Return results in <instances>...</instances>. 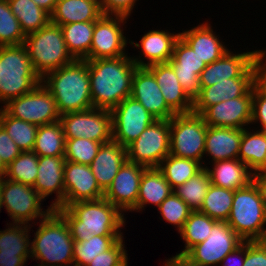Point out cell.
Here are the masks:
<instances>
[{
  "mask_svg": "<svg viewBox=\"0 0 266 266\" xmlns=\"http://www.w3.org/2000/svg\"><path fill=\"white\" fill-rule=\"evenodd\" d=\"M226 222L243 241L266 240V207L253 181L234 191Z\"/></svg>",
  "mask_w": 266,
  "mask_h": 266,
  "instance_id": "obj_6",
  "label": "cell"
},
{
  "mask_svg": "<svg viewBox=\"0 0 266 266\" xmlns=\"http://www.w3.org/2000/svg\"><path fill=\"white\" fill-rule=\"evenodd\" d=\"M38 159L33 151L21 152L7 166L4 178L33 187L38 175Z\"/></svg>",
  "mask_w": 266,
  "mask_h": 266,
  "instance_id": "obj_43",
  "label": "cell"
},
{
  "mask_svg": "<svg viewBox=\"0 0 266 266\" xmlns=\"http://www.w3.org/2000/svg\"><path fill=\"white\" fill-rule=\"evenodd\" d=\"M25 35L40 30L51 21V15L33 0H7Z\"/></svg>",
  "mask_w": 266,
  "mask_h": 266,
  "instance_id": "obj_34",
  "label": "cell"
},
{
  "mask_svg": "<svg viewBox=\"0 0 266 266\" xmlns=\"http://www.w3.org/2000/svg\"><path fill=\"white\" fill-rule=\"evenodd\" d=\"M255 86L266 96V50L257 61Z\"/></svg>",
  "mask_w": 266,
  "mask_h": 266,
  "instance_id": "obj_52",
  "label": "cell"
},
{
  "mask_svg": "<svg viewBox=\"0 0 266 266\" xmlns=\"http://www.w3.org/2000/svg\"><path fill=\"white\" fill-rule=\"evenodd\" d=\"M179 37L180 33H170L167 30L159 29L146 32L139 43H134L133 40L129 39V43L132 46L134 45L133 48H141L139 57L131 56V59L137 67H147L156 63H168L173 56L174 45Z\"/></svg>",
  "mask_w": 266,
  "mask_h": 266,
  "instance_id": "obj_22",
  "label": "cell"
},
{
  "mask_svg": "<svg viewBox=\"0 0 266 266\" xmlns=\"http://www.w3.org/2000/svg\"><path fill=\"white\" fill-rule=\"evenodd\" d=\"M10 116L35 125H47L60 120L56 101L40 83L33 91L10 100L2 107Z\"/></svg>",
  "mask_w": 266,
  "mask_h": 266,
  "instance_id": "obj_13",
  "label": "cell"
},
{
  "mask_svg": "<svg viewBox=\"0 0 266 266\" xmlns=\"http://www.w3.org/2000/svg\"><path fill=\"white\" fill-rule=\"evenodd\" d=\"M243 242L227 222L217 221L208 238L182 257L192 266H220L222 259Z\"/></svg>",
  "mask_w": 266,
  "mask_h": 266,
  "instance_id": "obj_12",
  "label": "cell"
},
{
  "mask_svg": "<svg viewBox=\"0 0 266 266\" xmlns=\"http://www.w3.org/2000/svg\"><path fill=\"white\" fill-rule=\"evenodd\" d=\"M211 185L209 173L205 168L190 178L183 185L178 186L173 191L180 197L193 211L200 210L208 188Z\"/></svg>",
  "mask_w": 266,
  "mask_h": 266,
  "instance_id": "obj_42",
  "label": "cell"
},
{
  "mask_svg": "<svg viewBox=\"0 0 266 266\" xmlns=\"http://www.w3.org/2000/svg\"><path fill=\"white\" fill-rule=\"evenodd\" d=\"M22 151L0 125V157L8 166Z\"/></svg>",
  "mask_w": 266,
  "mask_h": 266,
  "instance_id": "obj_51",
  "label": "cell"
},
{
  "mask_svg": "<svg viewBox=\"0 0 266 266\" xmlns=\"http://www.w3.org/2000/svg\"><path fill=\"white\" fill-rule=\"evenodd\" d=\"M213 168L206 166L211 184L230 190L247 186L252 181L253 172L239 159L219 160L212 163Z\"/></svg>",
  "mask_w": 266,
  "mask_h": 266,
  "instance_id": "obj_29",
  "label": "cell"
},
{
  "mask_svg": "<svg viewBox=\"0 0 266 266\" xmlns=\"http://www.w3.org/2000/svg\"><path fill=\"white\" fill-rule=\"evenodd\" d=\"M90 1L97 3L101 7L102 0H90Z\"/></svg>",
  "mask_w": 266,
  "mask_h": 266,
  "instance_id": "obj_60",
  "label": "cell"
},
{
  "mask_svg": "<svg viewBox=\"0 0 266 266\" xmlns=\"http://www.w3.org/2000/svg\"><path fill=\"white\" fill-rule=\"evenodd\" d=\"M2 185H3V177H0V212H1V208H3V206H2V199H1Z\"/></svg>",
  "mask_w": 266,
  "mask_h": 266,
  "instance_id": "obj_59",
  "label": "cell"
},
{
  "mask_svg": "<svg viewBox=\"0 0 266 266\" xmlns=\"http://www.w3.org/2000/svg\"><path fill=\"white\" fill-rule=\"evenodd\" d=\"M122 266H128V260Z\"/></svg>",
  "mask_w": 266,
  "mask_h": 266,
  "instance_id": "obj_61",
  "label": "cell"
},
{
  "mask_svg": "<svg viewBox=\"0 0 266 266\" xmlns=\"http://www.w3.org/2000/svg\"><path fill=\"white\" fill-rule=\"evenodd\" d=\"M206 131L207 124L201 115L175 114L170 119V154L204 163L205 168Z\"/></svg>",
  "mask_w": 266,
  "mask_h": 266,
  "instance_id": "obj_8",
  "label": "cell"
},
{
  "mask_svg": "<svg viewBox=\"0 0 266 266\" xmlns=\"http://www.w3.org/2000/svg\"><path fill=\"white\" fill-rule=\"evenodd\" d=\"M7 170V165L2 161L0 157V177H4Z\"/></svg>",
  "mask_w": 266,
  "mask_h": 266,
  "instance_id": "obj_58",
  "label": "cell"
},
{
  "mask_svg": "<svg viewBox=\"0 0 266 266\" xmlns=\"http://www.w3.org/2000/svg\"><path fill=\"white\" fill-rule=\"evenodd\" d=\"M163 266H192L183 257L172 256L168 258Z\"/></svg>",
  "mask_w": 266,
  "mask_h": 266,
  "instance_id": "obj_57",
  "label": "cell"
},
{
  "mask_svg": "<svg viewBox=\"0 0 266 266\" xmlns=\"http://www.w3.org/2000/svg\"><path fill=\"white\" fill-rule=\"evenodd\" d=\"M94 108L112 110L131 96L137 65L127 55L87 60Z\"/></svg>",
  "mask_w": 266,
  "mask_h": 266,
  "instance_id": "obj_1",
  "label": "cell"
},
{
  "mask_svg": "<svg viewBox=\"0 0 266 266\" xmlns=\"http://www.w3.org/2000/svg\"><path fill=\"white\" fill-rule=\"evenodd\" d=\"M252 181L258 188L263 204L266 207V170L254 172Z\"/></svg>",
  "mask_w": 266,
  "mask_h": 266,
  "instance_id": "obj_54",
  "label": "cell"
},
{
  "mask_svg": "<svg viewBox=\"0 0 266 266\" xmlns=\"http://www.w3.org/2000/svg\"><path fill=\"white\" fill-rule=\"evenodd\" d=\"M2 206L10 216L12 223L28 224L48 216L54 209L48 206L43 209L45 200L34 187L15 182L3 177L1 190ZM45 210V211H44Z\"/></svg>",
  "mask_w": 266,
  "mask_h": 266,
  "instance_id": "obj_9",
  "label": "cell"
},
{
  "mask_svg": "<svg viewBox=\"0 0 266 266\" xmlns=\"http://www.w3.org/2000/svg\"><path fill=\"white\" fill-rule=\"evenodd\" d=\"M102 143L86 138L65 139L64 158L67 161L90 166Z\"/></svg>",
  "mask_w": 266,
  "mask_h": 266,
  "instance_id": "obj_45",
  "label": "cell"
},
{
  "mask_svg": "<svg viewBox=\"0 0 266 266\" xmlns=\"http://www.w3.org/2000/svg\"><path fill=\"white\" fill-rule=\"evenodd\" d=\"M25 263L21 255L0 254V266H24Z\"/></svg>",
  "mask_w": 266,
  "mask_h": 266,
  "instance_id": "obj_55",
  "label": "cell"
},
{
  "mask_svg": "<svg viewBox=\"0 0 266 266\" xmlns=\"http://www.w3.org/2000/svg\"><path fill=\"white\" fill-rule=\"evenodd\" d=\"M124 236L92 235L89 240L74 241L73 266H87L97 255L110 249Z\"/></svg>",
  "mask_w": 266,
  "mask_h": 266,
  "instance_id": "obj_41",
  "label": "cell"
},
{
  "mask_svg": "<svg viewBox=\"0 0 266 266\" xmlns=\"http://www.w3.org/2000/svg\"><path fill=\"white\" fill-rule=\"evenodd\" d=\"M8 228L0 231V254L21 255L26 261L31 259V224L7 223Z\"/></svg>",
  "mask_w": 266,
  "mask_h": 266,
  "instance_id": "obj_35",
  "label": "cell"
},
{
  "mask_svg": "<svg viewBox=\"0 0 266 266\" xmlns=\"http://www.w3.org/2000/svg\"><path fill=\"white\" fill-rule=\"evenodd\" d=\"M40 8L44 9L50 15L53 13L58 0H33Z\"/></svg>",
  "mask_w": 266,
  "mask_h": 266,
  "instance_id": "obj_56",
  "label": "cell"
},
{
  "mask_svg": "<svg viewBox=\"0 0 266 266\" xmlns=\"http://www.w3.org/2000/svg\"><path fill=\"white\" fill-rule=\"evenodd\" d=\"M263 50L233 53L227 50L218 60L206 65L199 76L200 87H209L226 79L255 77L257 61Z\"/></svg>",
  "mask_w": 266,
  "mask_h": 266,
  "instance_id": "obj_14",
  "label": "cell"
},
{
  "mask_svg": "<svg viewBox=\"0 0 266 266\" xmlns=\"http://www.w3.org/2000/svg\"><path fill=\"white\" fill-rule=\"evenodd\" d=\"M147 167L126 161L104 192V198L123 214L131 211L137 204L140 179Z\"/></svg>",
  "mask_w": 266,
  "mask_h": 266,
  "instance_id": "obj_18",
  "label": "cell"
},
{
  "mask_svg": "<svg viewBox=\"0 0 266 266\" xmlns=\"http://www.w3.org/2000/svg\"><path fill=\"white\" fill-rule=\"evenodd\" d=\"M233 197V190L211 184L199 211L212 219L226 222L232 208Z\"/></svg>",
  "mask_w": 266,
  "mask_h": 266,
  "instance_id": "obj_40",
  "label": "cell"
},
{
  "mask_svg": "<svg viewBox=\"0 0 266 266\" xmlns=\"http://www.w3.org/2000/svg\"><path fill=\"white\" fill-rule=\"evenodd\" d=\"M243 266H266V240L245 241Z\"/></svg>",
  "mask_w": 266,
  "mask_h": 266,
  "instance_id": "obj_48",
  "label": "cell"
},
{
  "mask_svg": "<svg viewBox=\"0 0 266 266\" xmlns=\"http://www.w3.org/2000/svg\"><path fill=\"white\" fill-rule=\"evenodd\" d=\"M0 125L22 151H32L38 125L10 116L1 106Z\"/></svg>",
  "mask_w": 266,
  "mask_h": 266,
  "instance_id": "obj_39",
  "label": "cell"
},
{
  "mask_svg": "<svg viewBox=\"0 0 266 266\" xmlns=\"http://www.w3.org/2000/svg\"><path fill=\"white\" fill-rule=\"evenodd\" d=\"M137 0H102L103 15H122L129 17Z\"/></svg>",
  "mask_w": 266,
  "mask_h": 266,
  "instance_id": "obj_50",
  "label": "cell"
},
{
  "mask_svg": "<svg viewBox=\"0 0 266 266\" xmlns=\"http://www.w3.org/2000/svg\"><path fill=\"white\" fill-rule=\"evenodd\" d=\"M65 197L64 207L79 201L97 200L104 197L92 169L88 165L65 160L64 166Z\"/></svg>",
  "mask_w": 266,
  "mask_h": 266,
  "instance_id": "obj_19",
  "label": "cell"
},
{
  "mask_svg": "<svg viewBox=\"0 0 266 266\" xmlns=\"http://www.w3.org/2000/svg\"><path fill=\"white\" fill-rule=\"evenodd\" d=\"M232 259H233V262L232 264H230ZM244 260H245V241L240 246H238L234 251L228 253L222 259L220 264H222V266H243Z\"/></svg>",
  "mask_w": 266,
  "mask_h": 266,
  "instance_id": "obj_53",
  "label": "cell"
},
{
  "mask_svg": "<svg viewBox=\"0 0 266 266\" xmlns=\"http://www.w3.org/2000/svg\"><path fill=\"white\" fill-rule=\"evenodd\" d=\"M179 33L206 65L220 59L229 50L208 22Z\"/></svg>",
  "mask_w": 266,
  "mask_h": 266,
  "instance_id": "obj_27",
  "label": "cell"
},
{
  "mask_svg": "<svg viewBox=\"0 0 266 266\" xmlns=\"http://www.w3.org/2000/svg\"><path fill=\"white\" fill-rule=\"evenodd\" d=\"M24 46L35 73L41 79L75 60L67 50L61 27L51 21L40 30L26 35Z\"/></svg>",
  "mask_w": 266,
  "mask_h": 266,
  "instance_id": "obj_7",
  "label": "cell"
},
{
  "mask_svg": "<svg viewBox=\"0 0 266 266\" xmlns=\"http://www.w3.org/2000/svg\"><path fill=\"white\" fill-rule=\"evenodd\" d=\"M128 18L122 15H102L95 21L90 53L84 60L127 55L125 47L128 38L123 35L122 27Z\"/></svg>",
  "mask_w": 266,
  "mask_h": 266,
  "instance_id": "obj_15",
  "label": "cell"
},
{
  "mask_svg": "<svg viewBox=\"0 0 266 266\" xmlns=\"http://www.w3.org/2000/svg\"><path fill=\"white\" fill-rule=\"evenodd\" d=\"M253 123L260 124L259 131H266V96L255 85L253 86L252 119L250 124Z\"/></svg>",
  "mask_w": 266,
  "mask_h": 266,
  "instance_id": "obj_49",
  "label": "cell"
},
{
  "mask_svg": "<svg viewBox=\"0 0 266 266\" xmlns=\"http://www.w3.org/2000/svg\"><path fill=\"white\" fill-rule=\"evenodd\" d=\"M65 139L86 138L102 144L113 140L112 113L109 109L90 108L60 116Z\"/></svg>",
  "mask_w": 266,
  "mask_h": 266,
  "instance_id": "obj_10",
  "label": "cell"
},
{
  "mask_svg": "<svg viewBox=\"0 0 266 266\" xmlns=\"http://www.w3.org/2000/svg\"><path fill=\"white\" fill-rule=\"evenodd\" d=\"M254 85L255 77H237L209 87H201L200 93L193 99L192 112L201 115L208 107L221 101L245 96Z\"/></svg>",
  "mask_w": 266,
  "mask_h": 266,
  "instance_id": "obj_24",
  "label": "cell"
},
{
  "mask_svg": "<svg viewBox=\"0 0 266 266\" xmlns=\"http://www.w3.org/2000/svg\"><path fill=\"white\" fill-rule=\"evenodd\" d=\"M124 237L110 249L97 255L87 266H122L128 260Z\"/></svg>",
  "mask_w": 266,
  "mask_h": 266,
  "instance_id": "obj_47",
  "label": "cell"
},
{
  "mask_svg": "<svg viewBox=\"0 0 266 266\" xmlns=\"http://www.w3.org/2000/svg\"><path fill=\"white\" fill-rule=\"evenodd\" d=\"M64 156H39L38 175L34 188L44 199L56 194L50 206L53 209L64 208L65 186H64Z\"/></svg>",
  "mask_w": 266,
  "mask_h": 266,
  "instance_id": "obj_23",
  "label": "cell"
},
{
  "mask_svg": "<svg viewBox=\"0 0 266 266\" xmlns=\"http://www.w3.org/2000/svg\"><path fill=\"white\" fill-rule=\"evenodd\" d=\"M243 129L212 127L207 125L205 156L211 163L219 160L238 159Z\"/></svg>",
  "mask_w": 266,
  "mask_h": 266,
  "instance_id": "obj_28",
  "label": "cell"
},
{
  "mask_svg": "<svg viewBox=\"0 0 266 266\" xmlns=\"http://www.w3.org/2000/svg\"><path fill=\"white\" fill-rule=\"evenodd\" d=\"M131 97L157 120H170L175 113L167 106L154 75L146 67H138L132 80Z\"/></svg>",
  "mask_w": 266,
  "mask_h": 266,
  "instance_id": "obj_20",
  "label": "cell"
},
{
  "mask_svg": "<svg viewBox=\"0 0 266 266\" xmlns=\"http://www.w3.org/2000/svg\"><path fill=\"white\" fill-rule=\"evenodd\" d=\"M26 35L7 0H0V46L24 44Z\"/></svg>",
  "mask_w": 266,
  "mask_h": 266,
  "instance_id": "obj_44",
  "label": "cell"
},
{
  "mask_svg": "<svg viewBox=\"0 0 266 266\" xmlns=\"http://www.w3.org/2000/svg\"><path fill=\"white\" fill-rule=\"evenodd\" d=\"M103 15L100 6L90 0H58L51 22L67 25L74 22L97 21Z\"/></svg>",
  "mask_w": 266,
  "mask_h": 266,
  "instance_id": "obj_31",
  "label": "cell"
},
{
  "mask_svg": "<svg viewBox=\"0 0 266 266\" xmlns=\"http://www.w3.org/2000/svg\"><path fill=\"white\" fill-rule=\"evenodd\" d=\"M169 63L183 89L194 99L200 93L199 76L206 64L181 37L175 42Z\"/></svg>",
  "mask_w": 266,
  "mask_h": 266,
  "instance_id": "obj_21",
  "label": "cell"
},
{
  "mask_svg": "<svg viewBox=\"0 0 266 266\" xmlns=\"http://www.w3.org/2000/svg\"><path fill=\"white\" fill-rule=\"evenodd\" d=\"M157 168L162 172L164 178L174 190L178 186L186 183L204 167L200 162L195 160L169 154Z\"/></svg>",
  "mask_w": 266,
  "mask_h": 266,
  "instance_id": "obj_36",
  "label": "cell"
},
{
  "mask_svg": "<svg viewBox=\"0 0 266 266\" xmlns=\"http://www.w3.org/2000/svg\"><path fill=\"white\" fill-rule=\"evenodd\" d=\"M170 154V120H156L127 146V161L158 167Z\"/></svg>",
  "mask_w": 266,
  "mask_h": 266,
  "instance_id": "obj_11",
  "label": "cell"
},
{
  "mask_svg": "<svg viewBox=\"0 0 266 266\" xmlns=\"http://www.w3.org/2000/svg\"><path fill=\"white\" fill-rule=\"evenodd\" d=\"M55 210L65 219L74 241L89 240L92 235L124 236L125 214L104 197Z\"/></svg>",
  "mask_w": 266,
  "mask_h": 266,
  "instance_id": "obj_2",
  "label": "cell"
},
{
  "mask_svg": "<svg viewBox=\"0 0 266 266\" xmlns=\"http://www.w3.org/2000/svg\"><path fill=\"white\" fill-rule=\"evenodd\" d=\"M163 218L169 224L176 227L178 233L193 211L174 191L157 207Z\"/></svg>",
  "mask_w": 266,
  "mask_h": 266,
  "instance_id": "obj_46",
  "label": "cell"
},
{
  "mask_svg": "<svg viewBox=\"0 0 266 266\" xmlns=\"http://www.w3.org/2000/svg\"><path fill=\"white\" fill-rule=\"evenodd\" d=\"M32 151L38 156H64L65 136L60 121L38 127Z\"/></svg>",
  "mask_w": 266,
  "mask_h": 266,
  "instance_id": "obj_37",
  "label": "cell"
},
{
  "mask_svg": "<svg viewBox=\"0 0 266 266\" xmlns=\"http://www.w3.org/2000/svg\"><path fill=\"white\" fill-rule=\"evenodd\" d=\"M127 161V147L110 141L100 146L90 167L99 187L105 192Z\"/></svg>",
  "mask_w": 266,
  "mask_h": 266,
  "instance_id": "obj_26",
  "label": "cell"
},
{
  "mask_svg": "<svg viewBox=\"0 0 266 266\" xmlns=\"http://www.w3.org/2000/svg\"><path fill=\"white\" fill-rule=\"evenodd\" d=\"M146 68L154 75L167 106L175 114L193 111V99L183 89L169 62L156 63Z\"/></svg>",
  "mask_w": 266,
  "mask_h": 266,
  "instance_id": "obj_25",
  "label": "cell"
},
{
  "mask_svg": "<svg viewBox=\"0 0 266 266\" xmlns=\"http://www.w3.org/2000/svg\"><path fill=\"white\" fill-rule=\"evenodd\" d=\"M252 96L253 89L245 96L208 107L201 116L208 126L245 129L252 119Z\"/></svg>",
  "mask_w": 266,
  "mask_h": 266,
  "instance_id": "obj_17",
  "label": "cell"
},
{
  "mask_svg": "<svg viewBox=\"0 0 266 266\" xmlns=\"http://www.w3.org/2000/svg\"><path fill=\"white\" fill-rule=\"evenodd\" d=\"M41 83L24 44L0 46V103L33 91Z\"/></svg>",
  "mask_w": 266,
  "mask_h": 266,
  "instance_id": "obj_5",
  "label": "cell"
},
{
  "mask_svg": "<svg viewBox=\"0 0 266 266\" xmlns=\"http://www.w3.org/2000/svg\"><path fill=\"white\" fill-rule=\"evenodd\" d=\"M40 223L30 241L31 258L38 266H73L74 239L65 219L54 209Z\"/></svg>",
  "mask_w": 266,
  "mask_h": 266,
  "instance_id": "obj_4",
  "label": "cell"
},
{
  "mask_svg": "<svg viewBox=\"0 0 266 266\" xmlns=\"http://www.w3.org/2000/svg\"><path fill=\"white\" fill-rule=\"evenodd\" d=\"M95 21L61 25L68 52L74 59L84 60L90 53Z\"/></svg>",
  "mask_w": 266,
  "mask_h": 266,
  "instance_id": "obj_33",
  "label": "cell"
},
{
  "mask_svg": "<svg viewBox=\"0 0 266 266\" xmlns=\"http://www.w3.org/2000/svg\"><path fill=\"white\" fill-rule=\"evenodd\" d=\"M243 129L238 159L254 173L266 170V133Z\"/></svg>",
  "mask_w": 266,
  "mask_h": 266,
  "instance_id": "obj_32",
  "label": "cell"
},
{
  "mask_svg": "<svg viewBox=\"0 0 266 266\" xmlns=\"http://www.w3.org/2000/svg\"><path fill=\"white\" fill-rule=\"evenodd\" d=\"M216 222L217 220L210 218L199 210L192 211L179 232L181 239L185 241V248L175 256L182 257L191 247L205 241Z\"/></svg>",
  "mask_w": 266,
  "mask_h": 266,
  "instance_id": "obj_38",
  "label": "cell"
},
{
  "mask_svg": "<svg viewBox=\"0 0 266 266\" xmlns=\"http://www.w3.org/2000/svg\"><path fill=\"white\" fill-rule=\"evenodd\" d=\"M41 83L54 97L60 115L93 107L87 60L75 59L46 74Z\"/></svg>",
  "mask_w": 266,
  "mask_h": 266,
  "instance_id": "obj_3",
  "label": "cell"
},
{
  "mask_svg": "<svg viewBox=\"0 0 266 266\" xmlns=\"http://www.w3.org/2000/svg\"><path fill=\"white\" fill-rule=\"evenodd\" d=\"M172 192L173 189L157 167L146 168L140 179L137 204L130 212L145 210L147 204L158 207Z\"/></svg>",
  "mask_w": 266,
  "mask_h": 266,
  "instance_id": "obj_30",
  "label": "cell"
},
{
  "mask_svg": "<svg viewBox=\"0 0 266 266\" xmlns=\"http://www.w3.org/2000/svg\"><path fill=\"white\" fill-rule=\"evenodd\" d=\"M113 141L127 147L157 119L131 96L112 110Z\"/></svg>",
  "mask_w": 266,
  "mask_h": 266,
  "instance_id": "obj_16",
  "label": "cell"
}]
</instances>
